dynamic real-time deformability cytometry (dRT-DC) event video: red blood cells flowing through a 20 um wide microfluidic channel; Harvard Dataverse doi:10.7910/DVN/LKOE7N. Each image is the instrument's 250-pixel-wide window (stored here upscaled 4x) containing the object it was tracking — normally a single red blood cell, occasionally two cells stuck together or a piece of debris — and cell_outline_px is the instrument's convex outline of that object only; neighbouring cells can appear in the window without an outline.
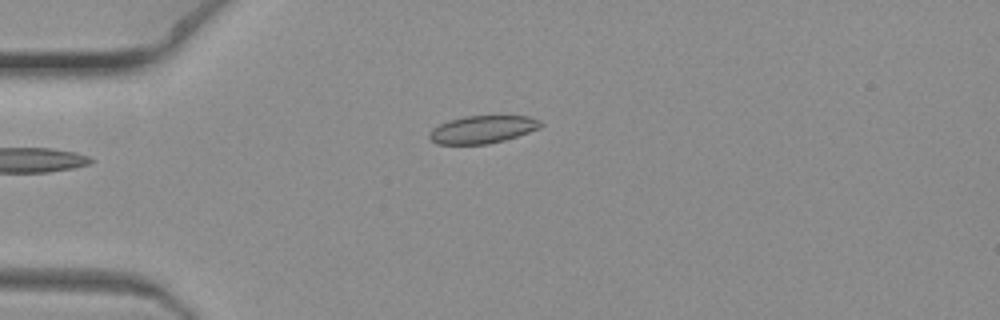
{"species": "common noctule bat (a hibernating species)", "species_latin": "Nyctalus noctula", "temperature_condition": "warm", "stored_images_in_passage": 2, "camera_frame_rate_fps": 3000, "um_per_image_px": 0.085, "animal": {"sex": "female", "body_mass_g": 19.3, "forearm_length_mm": 54.1}, "frame": {"image": 1, "passage_image": 2, "time_ms": 0.333, "image_size_px": [1000, 320], "cell_outline_px": [[544, 124], [540, 128], [504, 140], [488, 144], [436, 144], [428, 136], [432, 128], [448, 120], [464, 116], [528, 116], [540, 120]], "centroid_in_image_um": [41.01, 11.0], "position_along_channel_um": 44.0, "area_um2": 17.92}}